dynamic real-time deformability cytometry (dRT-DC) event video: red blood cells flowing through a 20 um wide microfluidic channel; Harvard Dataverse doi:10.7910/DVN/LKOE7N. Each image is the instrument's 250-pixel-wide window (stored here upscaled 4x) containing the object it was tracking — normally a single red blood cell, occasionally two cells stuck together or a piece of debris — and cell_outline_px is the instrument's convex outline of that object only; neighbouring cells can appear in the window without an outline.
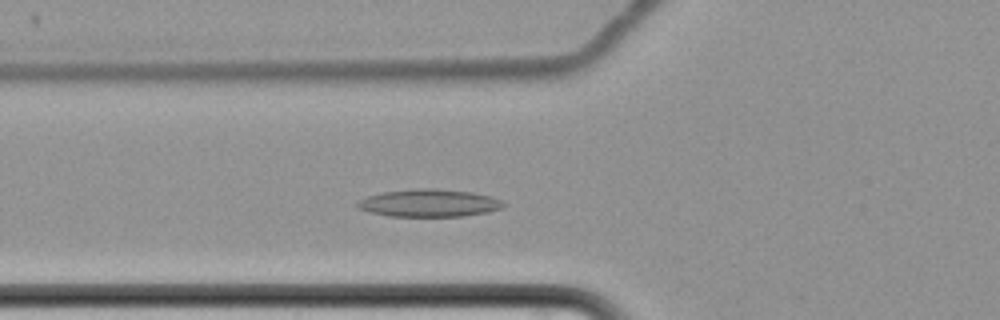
{"species": "common noctule bat (a hibernating species)", "species_latin": "Nyctalus noctula", "temperature_condition": "cold", "stored_images_in_passage": 56, "camera_frame_rate_fps": 3000, "um_per_image_px": 0.085, "animal": {"sex": "female", "body_mass_g": 22.7, "forearm_length_mm": 54.2}, "frame": {"image": 1, "passage_image": 18, "time_ms": 5.667, "image_size_px": [1000, 320], "cell_outline_px": [[504, 204], [500, 208], [488, 212], [460, 216], [388, 216], [368, 212], [360, 208], [356, 204], [360, 200], [368, 196], [384, 192], [416, 188], [436, 188], [472, 192], [492, 196], [500, 200]], "centroid_in_image_um": [36.47, 17.25], "position_along_channel_um": 89.3, "area_um2": 23.29}}
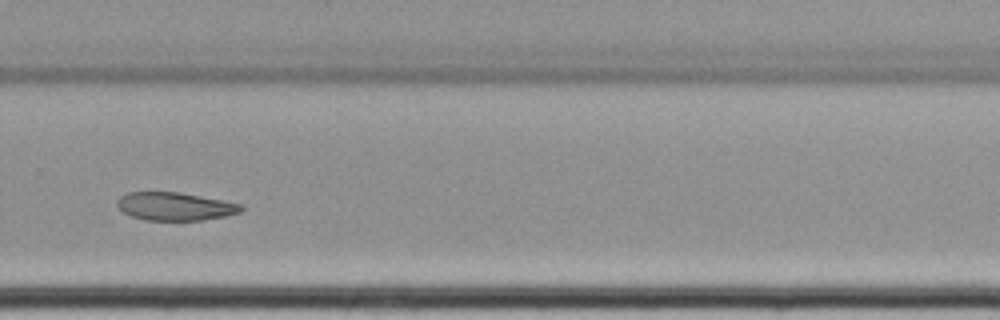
{"frame": {"image": 2, "passage_image": 38, "time_ms": 12.333, "image_size_px": [1000, 320], "cell_outline_px": [[244, 208], [240, 212], [224, 216], [204, 220], [144, 220], [132, 216], [124, 212], [116, 204], [116, 200], [120, 196], [128, 192], [176, 192], [244, 204]], "centroid_in_image_um": [14.87, 17.54], "position_along_channel_um": 314.9, "area_um2": 20.17}}
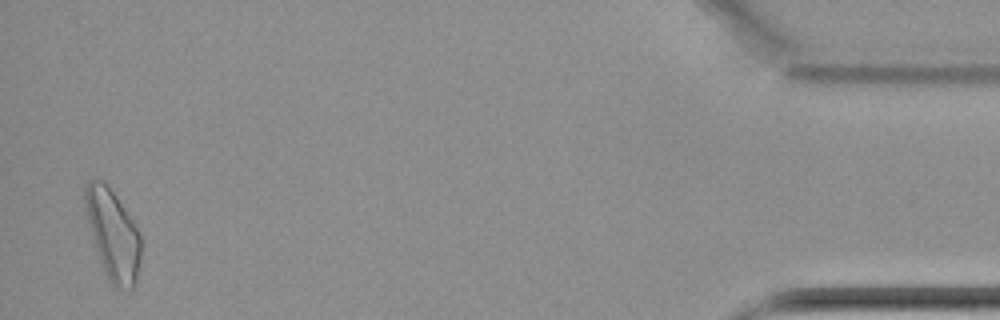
{"frame": {"image": 3, "passage_image": 55, "time_ms": 18.0, "image_size_px": [1000, 320], "cell_outline_px": [[140, 260], [136, 284], [132, 288], [116, 288], [108, 280], [104, 272], [96, 248], [88, 220], [84, 200], [84, 188], [88, 180], [96, 176], [104, 180], [132, 220], [140, 232]], "centroid_in_image_um": [9.59, 19.92], "position_along_channel_um": 425.6, "area_um2": 29.02}, "authors_computed_cell_mechanics": {"area_um2": 22.8888, "velocity_mm_per_s": 3.389, "shape_relaxation_time_tau1_ms": 5.9419, "shape_relaxation_time_tau2_ms": null, "deformation_change_tau1": 0.0932, "deformation_change_tau2": null}}